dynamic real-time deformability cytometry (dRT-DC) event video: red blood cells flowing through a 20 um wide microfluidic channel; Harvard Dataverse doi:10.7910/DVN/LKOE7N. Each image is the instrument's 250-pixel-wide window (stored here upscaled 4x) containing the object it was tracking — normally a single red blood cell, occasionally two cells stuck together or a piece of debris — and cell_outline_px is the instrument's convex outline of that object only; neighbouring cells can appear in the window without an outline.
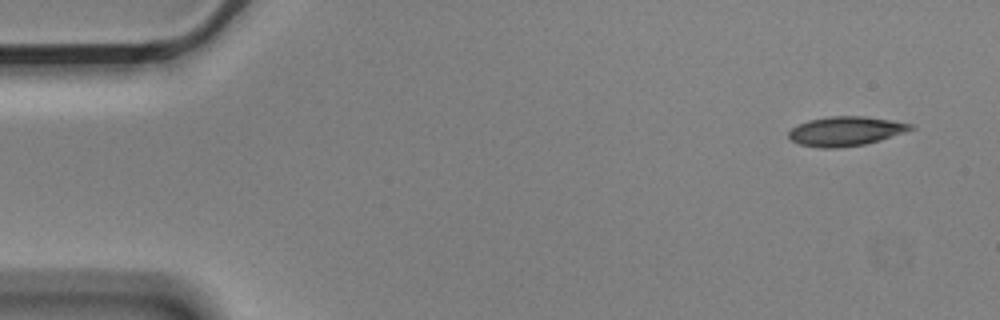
{"species": "Egyptian fruit bat (a non-hibernating species)", "species_latin": "Rousettus aegyptiacus", "temperature_condition": "cold", "stored_images_in_passage": 5, "camera_frame_rate_fps": 3000, "um_per_image_px": 0.085, "animal": {"sex": "male"}, "frame": {"image": 1, "passage_image": 1, "time_ms": 0.0, "image_size_px": [1000, 320], "cell_outline_px": [[916, 128], [880, 140], [864, 144], [836, 148], [820, 148], [800, 144], [792, 140], [788, 136], [788, 132], [796, 124], [808, 120], [832, 116], [864, 116], [912, 124]], "centroid_in_image_um": [71.84, 11.15], "position_along_channel_um": 13.2, "area_um2": 20.69}}
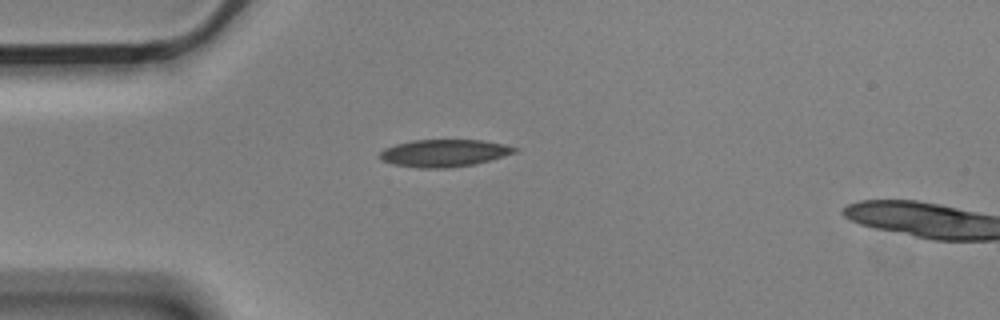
{"frame": {"image": 2, "passage_image": 4, "time_ms": 1.0, "image_size_px": [1000, 320], "cell_outline_px": [[520, 148], [516, 152], [504, 156], [472, 164], [448, 168], [420, 168], [392, 164], [380, 160], [380, 152], [384, 148], [396, 144], [412, 140], [480, 140], [504, 144]], "centroid_in_image_um": [37.72, 13.01], "position_along_channel_um": 47.3, "area_um2": 21.39}}